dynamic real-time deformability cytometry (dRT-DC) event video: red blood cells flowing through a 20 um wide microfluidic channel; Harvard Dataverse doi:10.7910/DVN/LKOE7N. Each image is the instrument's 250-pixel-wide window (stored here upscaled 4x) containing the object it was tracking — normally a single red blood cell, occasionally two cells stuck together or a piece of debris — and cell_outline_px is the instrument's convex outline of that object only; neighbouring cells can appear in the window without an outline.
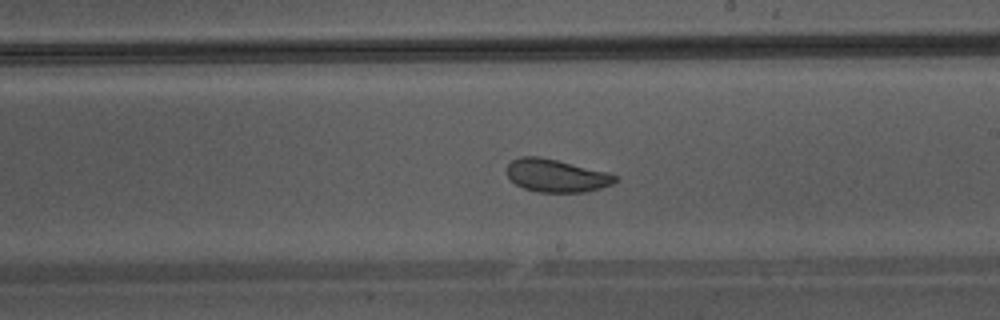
{"species": "Egyptian fruit bat (a non-hibernating species)", "species_latin": "Rousettus aegyptiacus", "temperature_condition": "warm", "stored_images_in_passage": 34, "camera_frame_rate_fps": 3000, "um_per_image_px": 0.085, "animal": {"sex": "male"}, "frame": {"image": 1, "passage_image": 15, "time_ms": 4.667, "image_size_px": [1000, 320], "cell_outline_px": [[620, 180], [612, 184], [600, 188], [584, 192], [536, 192], [524, 188], [516, 184], [508, 176], [508, 164], [512, 160], [520, 156], [540, 156], [608, 172], [620, 176]], "centroid_in_image_um": [47.33, 14.92], "position_along_channel_um": 241.7, "area_um2": 20.81}}